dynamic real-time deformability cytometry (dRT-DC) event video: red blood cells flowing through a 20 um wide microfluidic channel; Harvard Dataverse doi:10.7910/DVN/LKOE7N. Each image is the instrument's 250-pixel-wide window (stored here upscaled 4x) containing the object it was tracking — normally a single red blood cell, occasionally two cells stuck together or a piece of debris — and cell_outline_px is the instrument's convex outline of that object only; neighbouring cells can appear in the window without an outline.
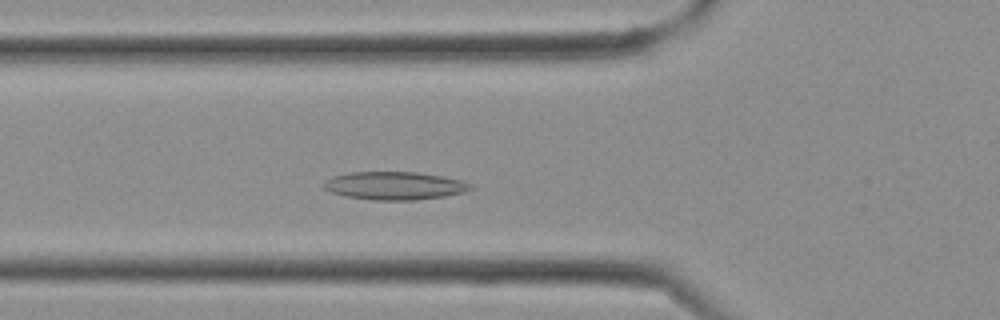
{"species": "Egyptian fruit bat (a non-hibernating species)", "species_latin": "Rousettus aegyptiacus", "temperature_condition": "cold", "stored_images_in_passage": 15, "camera_frame_rate_fps": 3000, "um_per_image_px": 0.085, "frame": {"image": 1, "passage_image": 9, "time_ms": 2.667, "image_size_px": [1000, 320], "cell_outline_px": [[472, 188], [464, 192], [444, 196], [412, 200], [372, 200], [344, 196], [332, 192], [324, 188], [324, 180], [332, 176], [348, 172], [416, 172], [444, 176], [464, 180], [472, 184]], "centroid_in_image_um": [33.54, 15.77], "position_along_channel_um": 92.3, "area_um2": 24.1}}
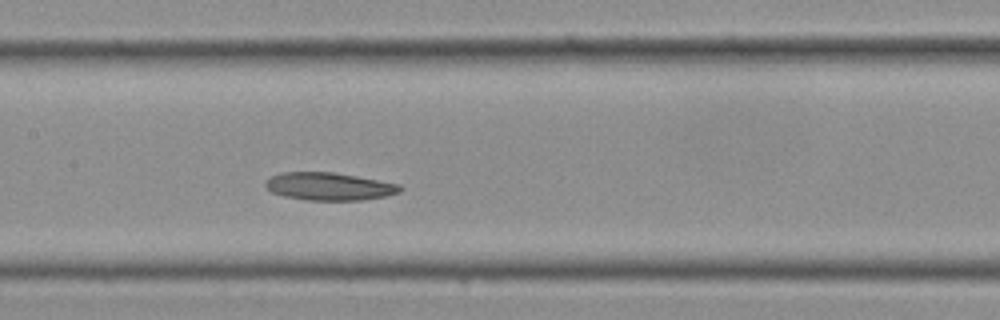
{"frame": {"image": 2, "passage_image": 13, "time_ms": 4.0, "image_size_px": [1000, 320], "cell_outline_px": [[404, 188], [400, 192], [384, 196], [360, 200], [308, 200], [284, 196], [272, 192], [264, 184], [272, 176], [280, 172], [332, 172], [356, 176], [400, 184]], "centroid_in_image_um": [27.99, 15.84], "position_along_channel_um": 179.4, "area_um2": 21.56}}
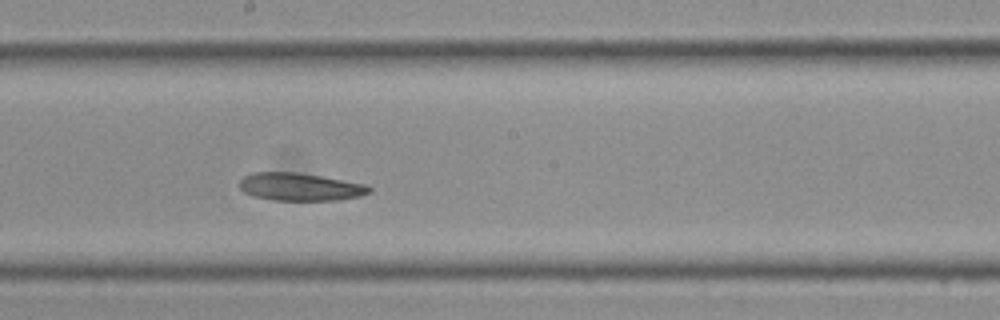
{"frame": {"image": 3, "passage_image": 15, "time_ms": 4.667, "image_size_px": [1000, 320], "cell_outline_px": [[372, 192], [360, 196], [336, 200], [276, 200], [252, 196], [244, 192], [240, 188], [240, 180], [244, 176], [252, 172], [296, 172], [368, 184], [372, 188]], "centroid_in_image_um": [25.53, 15.88], "position_along_channel_um": 222.7, "area_um2": 21.04}}